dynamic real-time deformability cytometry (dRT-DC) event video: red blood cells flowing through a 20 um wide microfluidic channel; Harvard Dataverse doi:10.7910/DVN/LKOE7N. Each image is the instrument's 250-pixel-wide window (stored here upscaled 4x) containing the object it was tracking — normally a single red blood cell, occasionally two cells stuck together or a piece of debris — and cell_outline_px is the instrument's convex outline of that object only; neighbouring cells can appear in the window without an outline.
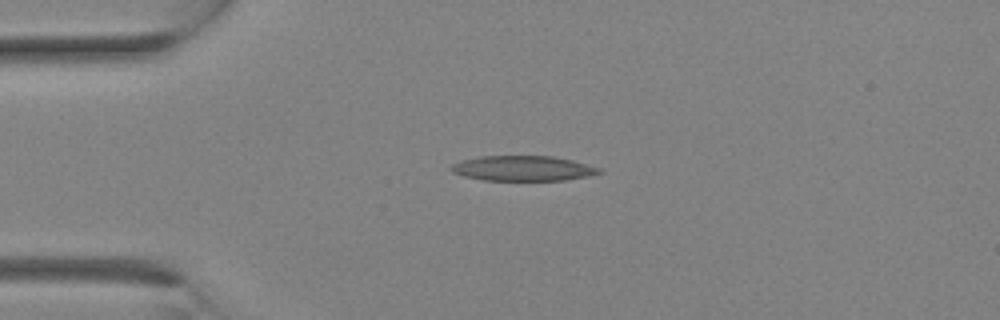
{"species": "Egyptian fruit bat (a non-hibernating species)", "species_latin": "Rousettus aegyptiacus", "temperature_condition": "room temperature", "stored_images_in_passage": 15, "camera_frame_rate_fps": 3000, "um_per_image_px": 0.085, "animal": {"sex": "female"}, "frame": {"image": 1, "passage_image": 1, "time_ms": 0.0, "image_size_px": [1000, 320], "cell_outline_px": [[604, 172], [592, 176], [564, 180], [484, 180], [464, 176], [452, 172], [452, 164], [464, 160], [480, 156], [552, 156], [572, 160], [600, 168]], "centroid_in_image_um": [44.51, 14.31], "position_along_channel_um": 40.5, "area_um2": 21.56}}
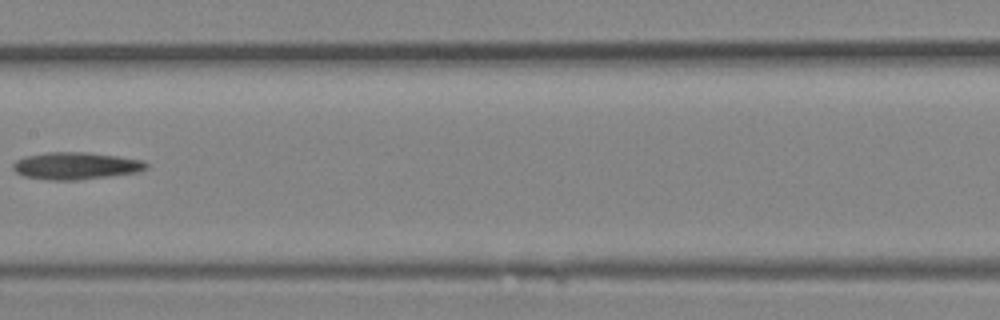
{"frame": {"image": 2, "passage_image": 9, "time_ms": 2.667, "image_size_px": [1000, 320], "cell_outline_px": [[148, 168], [136, 172], [108, 176], [76, 180], [48, 180], [24, 176], [16, 172], [12, 168], [12, 164], [16, 160], [24, 156], [44, 152], [88, 152], [144, 160], [148, 164]], "centroid_in_image_um": [6.41, 14.08], "position_along_channel_um": 201.0, "area_um2": 21.15}}
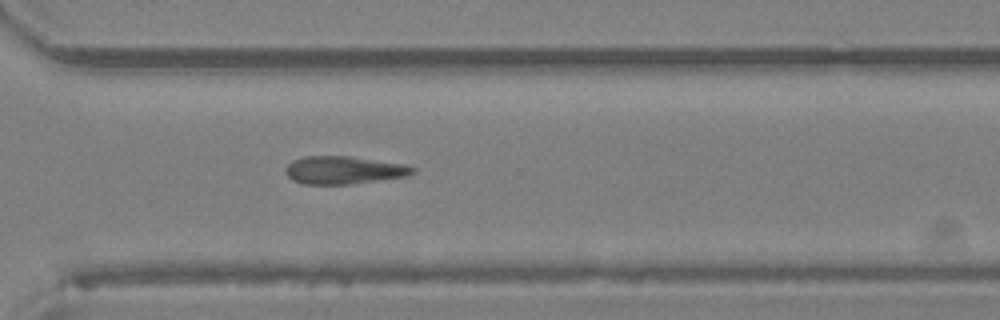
{"frame": {"image": 3, "passage_image": 15, "time_ms": 4.667, "image_size_px": [1000, 320], "cell_outline_px": [[416, 172], [408, 176], [352, 184], [304, 184], [292, 180], [284, 172], [284, 168], [292, 160], [304, 156], [348, 156], [404, 164], [416, 168]], "centroid_in_image_um": [29.21, 14.46], "position_along_channel_um": 341.4, "area_um2": 20.75}}